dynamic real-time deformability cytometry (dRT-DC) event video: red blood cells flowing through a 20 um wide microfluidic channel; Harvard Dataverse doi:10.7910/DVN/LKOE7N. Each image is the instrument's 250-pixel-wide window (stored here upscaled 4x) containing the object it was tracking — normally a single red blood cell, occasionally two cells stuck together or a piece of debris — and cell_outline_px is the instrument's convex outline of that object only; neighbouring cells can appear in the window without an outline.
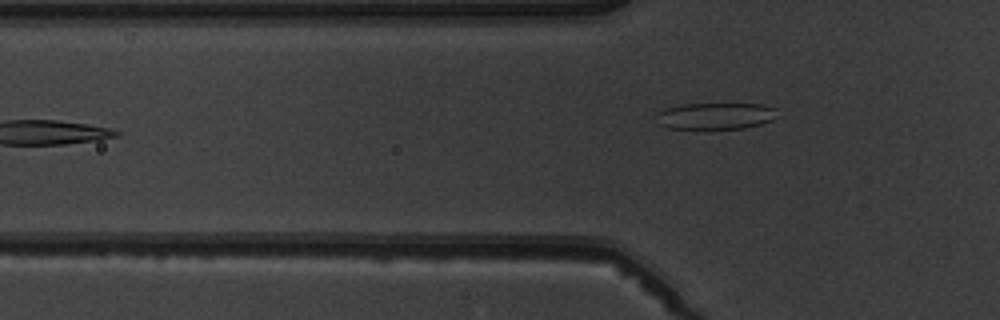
{"species": "common noctule bat (a hibernating species)", "species_latin": "Nyctalus noctula", "temperature_condition": "warm", "stored_images_in_passage": 4, "camera_frame_rate_fps": 3000, "um_per_image_px": 0.085, "animal": {"sex": "male", "body_mass_g": 19.5, "forearm_length_mm": 54.6}, "frame": {"image": 1, "passage_image": 4, "time_ms": 3.667, "image_size_px": [1000, 320], "cell_outline_px": [[772, 120], [760, 124], [744, 128], [668, 128], [656, 124], [656, 112], [668, 108], [684, 104], [760, 104], [772, 108]], "centroid_in_image_um": [60.69, 9.86], "position_along_channel_um": 65.1, "area_um2": 18.26}}